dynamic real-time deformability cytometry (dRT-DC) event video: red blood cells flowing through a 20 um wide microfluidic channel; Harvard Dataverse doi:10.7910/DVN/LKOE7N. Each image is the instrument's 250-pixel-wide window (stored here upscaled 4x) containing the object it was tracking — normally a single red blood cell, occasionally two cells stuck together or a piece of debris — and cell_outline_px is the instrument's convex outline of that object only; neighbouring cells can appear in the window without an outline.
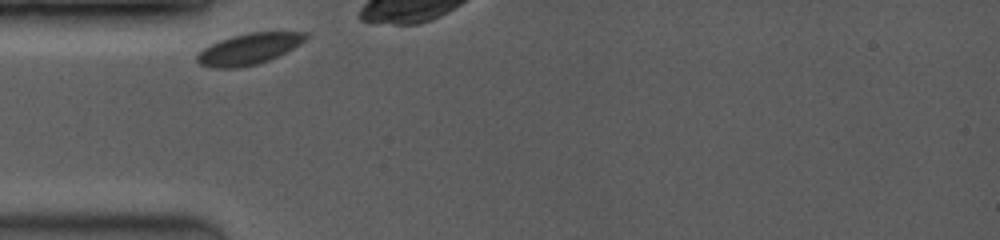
{"species": "common noctule bat (a hibernating species)", "species_latin": "Nyctalus noctula", "temperature_condition": "room temperature", "stored_images_in_passage": 27, "camera_frame_rate_fps": 3500, "um_per_image_px": 0.085, "animal": {"sex": "female", "body_mass_g": 19.0, "forearm_length_mm": 53.3}, "frame": {"image": 1, "passage_image": 1, "time_ms": 0.0, "image_size_px": [1000, 240], "cell_outline_px": [[308, 36], [304, 40], [280, 56], [256, 64], [240, 68], [212, 68], [200, 64], [196, 60], [196, 56], [204, 48], [220, 40], [232, 36], [248, 32], [308, 32]], "centroid_in_image_um": [21.14, 4.16], "position_along_channel_um": 63.9, "area_um2": 19.54}}
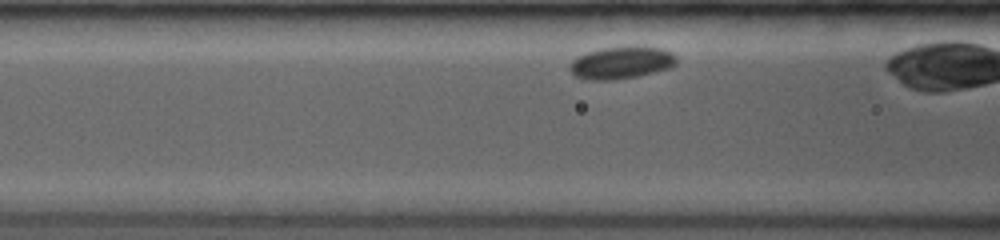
{"frame": {"image": 2, "passage_image": 5, "time_ms": 1.429, "image_size_px": [1000, 240], "cell_outline_px": [[676, 64], [672, 68], [640, 76], [612, 80], [588, 80], [576, 76], [568, 68], [568, 64], [576, 56], [584, 52], [600, 48], [664, 48], [672, 52], [676, 56]], "centroid_in_image_um": [52.79, 5.35], "position_along_channel_um": 113.8, "area_um2": 20.11}}
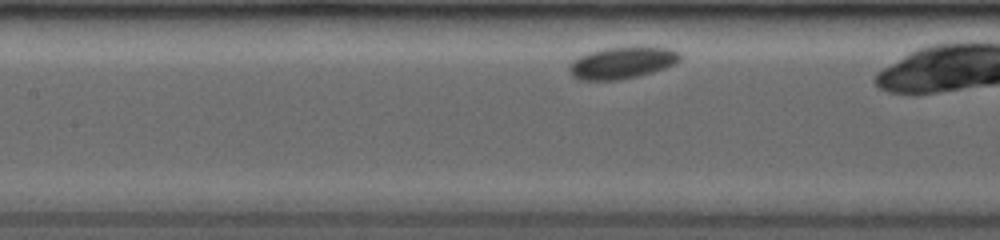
{"frame": {"image": 3, "passage_image": 8, "time_ms": 2.571, "image_size_px": [1000, 240], "cell_outline_px": [[680, 60], [676, 64], [640, 76], [620, 80], [580, 80], [572, 76], [568, 72], [568, 68], [572, 60], [588, 52], [604, 48], [632, 44], [644, 44], [672, 48], [680, 52]], "centroid_in_image_um": [52.92, 5.28], "position_along_channel_um": 154.5, "area_um2": 21.62}}